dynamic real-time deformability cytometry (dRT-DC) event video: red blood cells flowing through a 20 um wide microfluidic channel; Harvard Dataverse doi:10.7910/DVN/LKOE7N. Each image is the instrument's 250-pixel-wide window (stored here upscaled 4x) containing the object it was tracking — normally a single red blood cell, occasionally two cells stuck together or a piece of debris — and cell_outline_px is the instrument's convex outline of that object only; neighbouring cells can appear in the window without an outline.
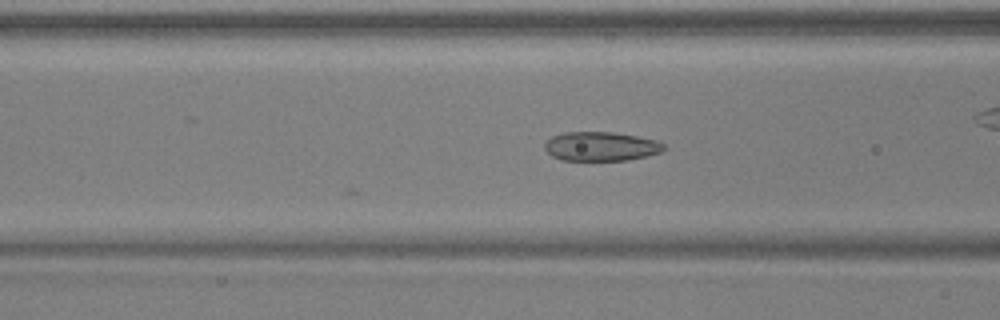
{"species": "common noctule bat (a hibernating species)", "species_latin": "Nyctalus noctula", "temperature_condition": "warm", "stored_images_in_passage": 11, "camera_frame_rate_fps": 3000, "um_per_image_px": 0.085, "animal": {"sex": "male", "body_mass_g": 17.9, "forearm_length_mm": 54.2}, "frame": {"image": 1, "passage_image": 7, "time_ms": 2.0, "image_size_px": [1000, 320], "cell_outline_px": [[664, 148], [660, 152], [628, 160], [560, 160], [552, 156], [544, 148], [544, 144], [552, 136], [564, 132], [612, 132], [636, 136], [656, 140], [664, 144]], "centroid_in_image_um": [51.04, 12.44], "position_along_channel_um": 115.6, "area_um2": 20.06}}